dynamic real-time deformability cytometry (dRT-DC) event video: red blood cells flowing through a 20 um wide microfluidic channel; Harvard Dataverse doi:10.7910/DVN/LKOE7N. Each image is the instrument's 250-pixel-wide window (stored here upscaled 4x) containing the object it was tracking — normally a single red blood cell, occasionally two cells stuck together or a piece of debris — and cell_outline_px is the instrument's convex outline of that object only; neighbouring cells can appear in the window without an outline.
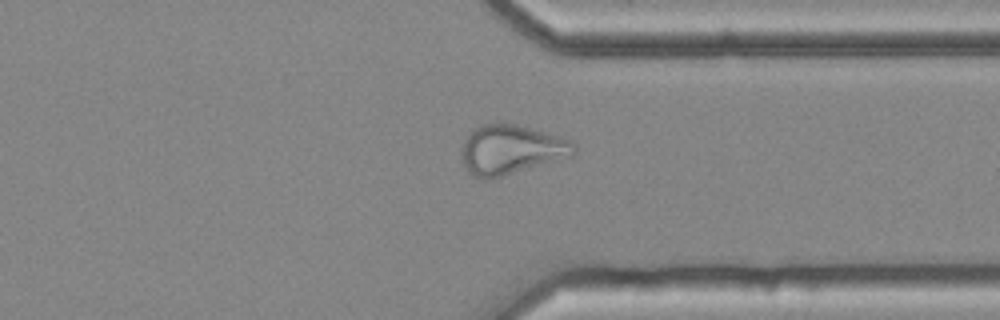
{"species": "common noctule bat (a hibernating species)", "species_latin": "Nyctalus noctula", "temperature_condition": "cold", "stored_images_in_passage": 47, "camera_frame_rate_fps": 3000, "um_per_image_px": 0.085, "animal": {"sex": "female", "body_mass_g": 25.1}, "frame": {"image": 1, "passage_image": 34, "time_ms": 11.0, "image_size_px": [1000, 320], "cell_outline_px": [[576, 148], [572, 156], [500, 176], [472, 176], [468, 172], [464, 164], [464, 140], [480, 124], [516, 124], [572, 140], [576, 144]], "centroid_in_image_um": [43.5, 12.69], "position_along_channel_um": 367.9, "area_um2": 31.21}}